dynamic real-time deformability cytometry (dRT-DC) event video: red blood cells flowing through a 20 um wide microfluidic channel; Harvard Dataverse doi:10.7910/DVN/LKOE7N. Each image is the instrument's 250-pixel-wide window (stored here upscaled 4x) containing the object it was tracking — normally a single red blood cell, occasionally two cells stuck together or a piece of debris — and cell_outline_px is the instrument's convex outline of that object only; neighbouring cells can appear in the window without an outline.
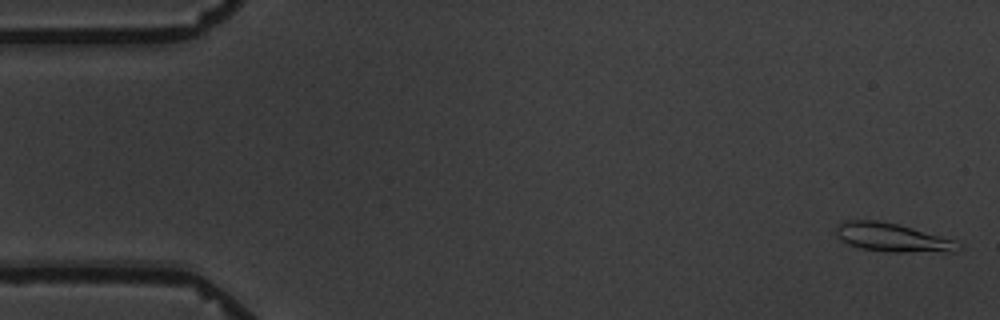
{"species": "common noctule bat (a hibernating species)", "species_latin": "Nyctalus noctula", "temperature_condition": "warm", "stored_images_in_passage": 5, "camera_frame_rate_fps": 3000, "um_per_image_px": 0.085, "animal": {"sex": "male", "body_mass_g": 19.5, "forearm_length_mm": 54.6}, "frame": {"image": 1, "passage_image": 1, "time_ms": 0.0, "image_size_px": [1000, 320], "cell_outline_px": [[960, 248], [956, 252], [888, 252], [860, 248], [848, 244], [836, 236], [836, 228], [844, 220], [880, 220], [912, 228], [940, 236], [952, 240]], "centroid_in_image_um": [75.79, 20.19], "position_along_channel_um": 9.2, "area_um2": 20.11}}